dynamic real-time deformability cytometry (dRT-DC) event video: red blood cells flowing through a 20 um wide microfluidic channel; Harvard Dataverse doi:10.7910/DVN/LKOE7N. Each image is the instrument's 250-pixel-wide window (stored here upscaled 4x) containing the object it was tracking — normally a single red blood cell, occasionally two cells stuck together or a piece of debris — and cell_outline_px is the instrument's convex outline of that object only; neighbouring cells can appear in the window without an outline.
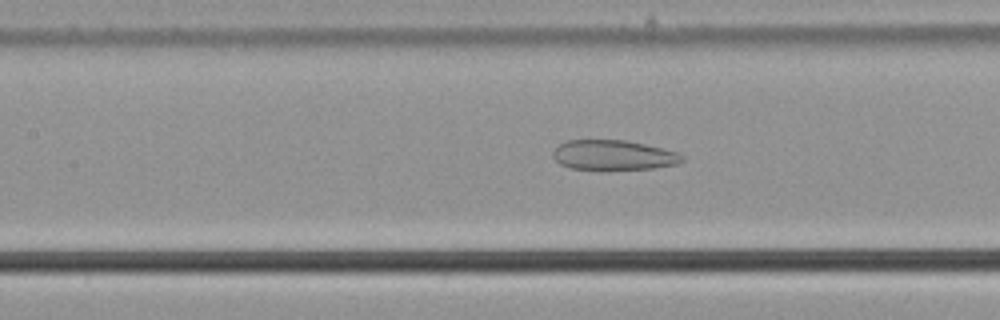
{"species": "common noctule bat (a hibernating species)", "species_latin": "Nyctalus noctula", "temperature_condition": "cold", "stored_images_in_passage": 54, "camera_frame_rate_fps": 3000, "um_per_image_px": 0.085, "animal": {"sex": "male", "body_mass_g": 21.5, "forearm_length_mm": 52.0}, "frame": {"image": 1, "passage_image": 25, "time_ms": 8.0, "image_size_px": [1000, 320], "cell_outline_px": [[684, 160], [676, 164], [656, 168], [600, 172], [572, 168], [560, 164], [552, 156], [552, 152], [560, 144], [568, 140], [624, 140], [644, 144], [676, 152], [684, 156]], "centroid_in_image_um": [52.12, 13.23], "position_along_channel_um": 155.3, "area_um2": 23.12}}
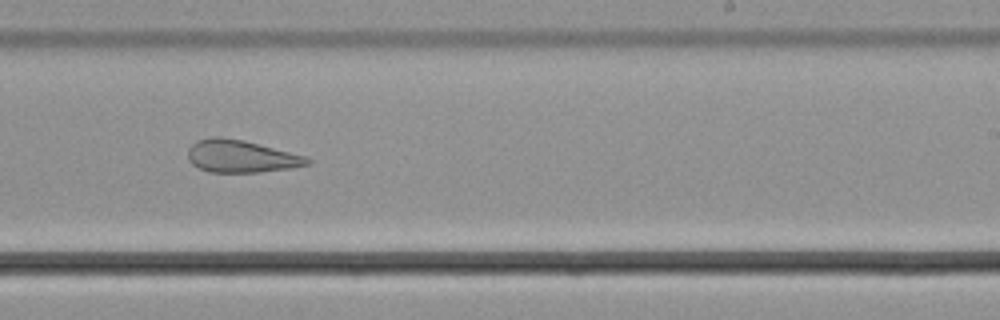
{"frame": {"image": 2, "passage_image": 34, "time_ms": 11.0, "image_size_px": [1000, 320], "cell_outline_px": [[312, 164], [292, 168], [260, 172], [208, 172], [196, 168], [188, 160], [188, 148], [196, 140], [208, 136], [220, 136], [244, 140], [308, 156], [312, 160]], "centroid_in_image_um": [20.49, 13.28], "position_along_channel_um": 268.5, "area_um2": 23.12}}
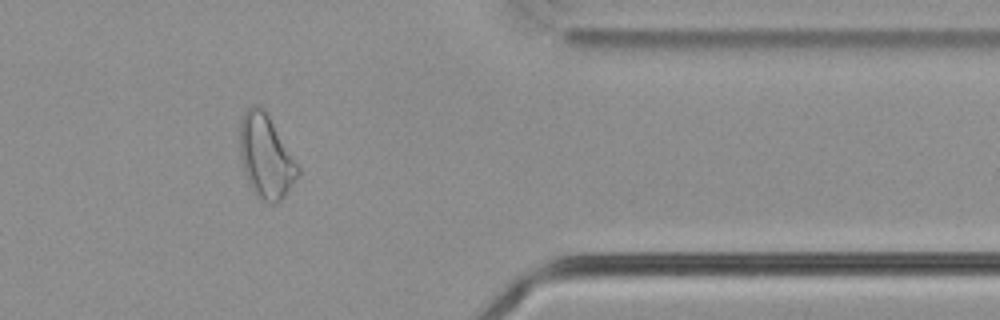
{"frame": {"image": 3, "passage_image": 45, "time_ms": 14.667, "image_size_px": [1000, 320], "cell_outline_px": [[300, 172], [284, 196], [276, 204], [272, 204], [260, 200], [256, 196], [244, 172], [240, 156], [240, 120], [244, 112], [252, 104], [260, 104], [268, 116], [300, 168]], "centroid_in_image_um": [22.57, 13.3], "position_along_channel_um": 388.8, "area_um2": 27.86}, "authors_computed_cell_mechanics": {"area_um2": 29.3046, "velocity_mm_per_s": 3.7835, "shape_relaxation_time_tau1_ms": null, "shape_relaxation_time_tau2_ms": 4.0264, "deformation_change_tau1": null, "deformation_change_tau2": 0.1442}}